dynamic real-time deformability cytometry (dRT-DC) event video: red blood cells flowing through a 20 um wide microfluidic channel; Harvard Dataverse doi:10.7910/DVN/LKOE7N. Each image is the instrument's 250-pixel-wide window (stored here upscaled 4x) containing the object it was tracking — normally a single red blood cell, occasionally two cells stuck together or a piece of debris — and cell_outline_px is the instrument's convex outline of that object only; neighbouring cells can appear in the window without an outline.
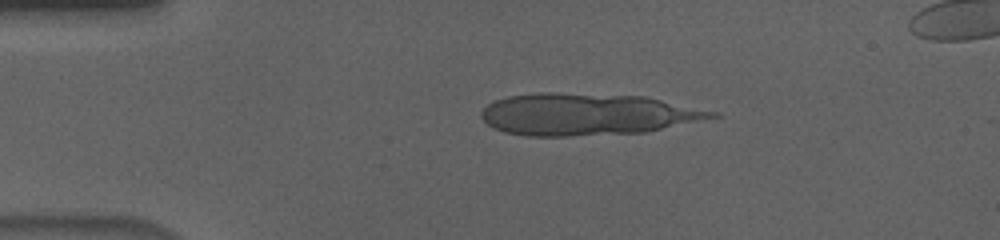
{"species": "human", "species_latin": "Homo sapiens", "temperature_condition": "cold", "stored_images_in_passage": 16, "camera_frame_rate_fps": 3000, "um_per_image_px": 0.085, "donor": {"sex": "male"}, "frame": {"image": 1, "passage_image": 10, "time_ms": 3.0, "image_size_px": [1000, 240], "cell_outline_px": [[720, 116], [644, 132], [568, 136], [524, 136], [504, 132], [492, 128], [480, 116], [480, 112], [488, 104], [496, 100], [508, 96], [540, 92], [552, 92], [644, 96], [720, 112]], "centroid_in_image_um": [49.86, 9.71], "position_along_channel_um": 35.1, "area_um2": 56.18}}